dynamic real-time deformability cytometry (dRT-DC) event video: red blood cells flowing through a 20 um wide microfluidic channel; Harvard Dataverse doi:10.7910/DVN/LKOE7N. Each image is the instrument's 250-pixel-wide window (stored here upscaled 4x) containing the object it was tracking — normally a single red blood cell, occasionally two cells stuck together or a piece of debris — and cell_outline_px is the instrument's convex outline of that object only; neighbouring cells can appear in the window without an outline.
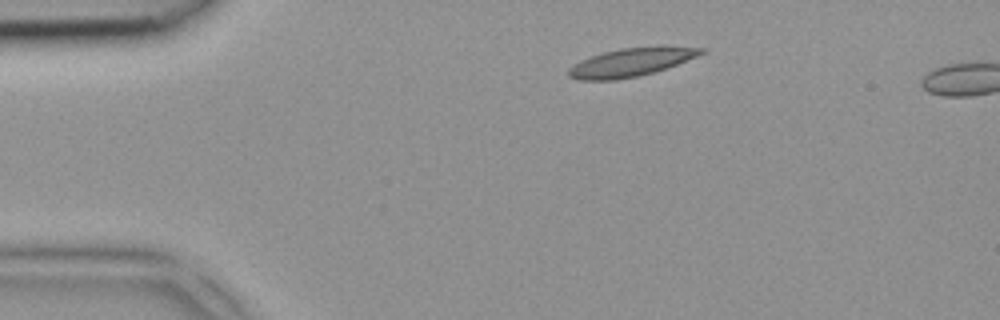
{"species": "common noctule bat (a hibernating species)", "species_latin": "Nyctalus noctula", "temperature_condition": "room temperature", "stored_images_in_passage": 2, "camera_frame_rate_fps": 3000, "um_per_image_px": 0.085, "animal": {"sex": "female", "body_mass_g": 18.4}, "frame": {"image": 1, "passage_image": 1, "time_ms": 0.0, "image_size_px": [1000, 320], "cell_outline_px": [[708, 52], [676, 64], [640, 76], [616, 80], [576, 80], [568, 76], [568, 68], [580, 60], [604, 52], [620, 48], [656, 44], [664, 44], [708, 48]], "centroid_in_image_um": [53.72, 5.25], "position_along_channel_um": 31.3, "area_um2": 22.6}}